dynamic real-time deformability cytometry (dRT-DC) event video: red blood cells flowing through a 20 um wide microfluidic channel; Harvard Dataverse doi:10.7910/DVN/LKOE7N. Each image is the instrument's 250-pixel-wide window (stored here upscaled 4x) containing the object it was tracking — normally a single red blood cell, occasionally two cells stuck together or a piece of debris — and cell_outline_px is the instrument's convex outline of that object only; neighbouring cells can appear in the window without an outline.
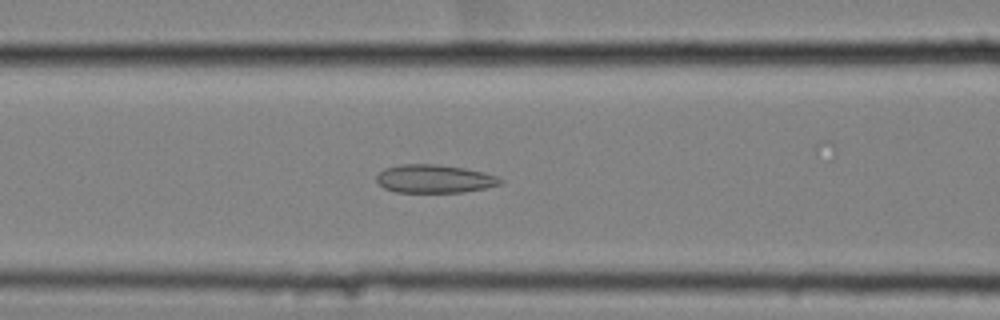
{"species": "common noctule bat (a hibernating species)", "species_latin": "Nyctalus noctula", "temperature_condition": "cold", "stored_images_in_passage": 42, "camera_frame_rate_fps": 3000, "um_per_image_px": 0.085, "animal": {"sex": "female", "body_mass_g": 25.1}, "frame": {"image": 1, "passage_image": 9, "time_ms": 2.667, "image_size_px": [1000, 320], "cell_outline_px": [[504, 180], [500, 184], [484, 188], [464, 192], [396, 192], [384, 188], [376, 180], [376, 176], [384, 168], [400, 164], [436, 164], [464, 168], [484, 172], [500, 176]], "centroid_in_image_um": [36.94, 15.19], "position_along_channel_um": 129.7, "area_um2": 20.46}}
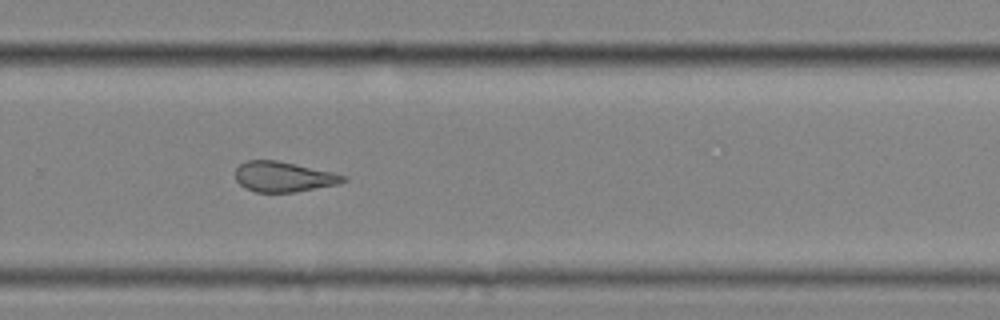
{"frame": {"image": 2, "passage_image": 24, "time_ms": 7.667, "image_size_px": [1000, 320], "cell_outline_px": [[348, 180], [340, 184], [292, 192], [256, 192], [244, 188], [236, 180], [236, 168], [244, 160], [276, 160], [332, 172], [348, 176]], "centroid_in_image_um": [24.1, 15.02], "position_along_channel_um": 305.7, "area_um2": 19.02}}
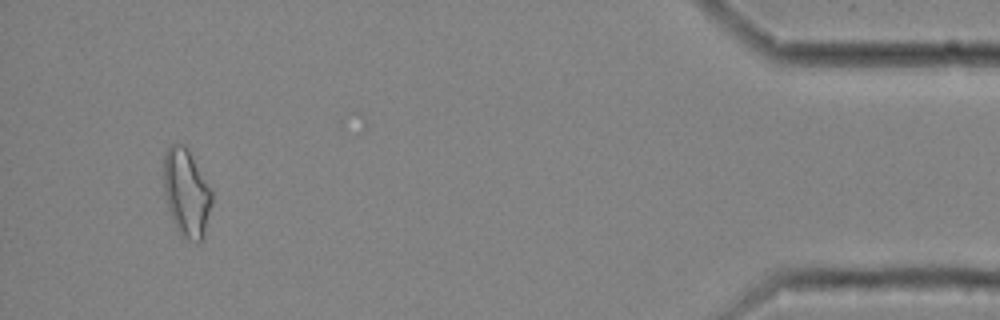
{"frame": {"image": 3, "passage_image": 39, "time_ms": 12.667, "image_size_px": [1000, 320], "cell_outline_px": [[212, 204], [204, 236], [196, 244], [180, 236], [168, 212], [164, 192], [164, 152], [172, 144], [184, 144], [188, 148], [212, 192]], "centroid_in_image_um": [15.84, 16.43], "position_along_channel_um": 419.4, "area_um2": 24.85}, "authors_computed_cell_mechanics": {"area_um2": 20.2589, "velocity_mm_per_s": 3.5267, "shape_relaxation_time_tau1_ms": null, "shape_relaxation_time_tau2_ms": 2.6008, "deformation_change_tau1": null, "deformation_change_tau2": 0.1138}}